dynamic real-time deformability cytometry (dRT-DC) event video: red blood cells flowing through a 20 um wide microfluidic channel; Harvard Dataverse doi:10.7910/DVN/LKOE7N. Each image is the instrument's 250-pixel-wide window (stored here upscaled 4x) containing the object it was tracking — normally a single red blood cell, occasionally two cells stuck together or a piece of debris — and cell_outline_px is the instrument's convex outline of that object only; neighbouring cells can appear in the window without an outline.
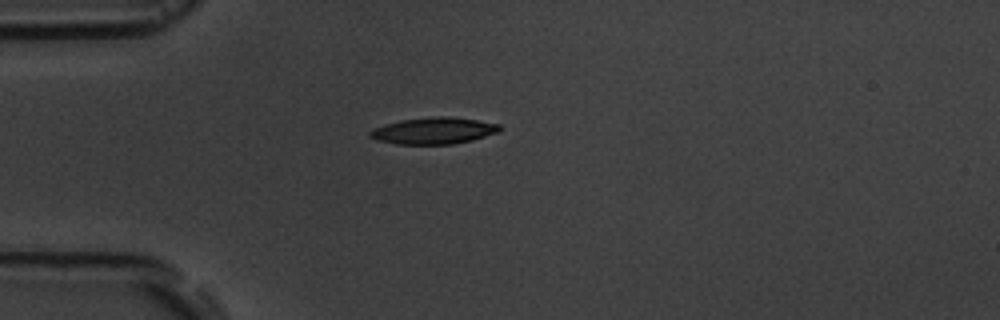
{"species": "common noctule bat (a hibernating species)", "species_latin": "Nyctalus noctula", "temperature_condition": "room temperature", "stored_images_in_passage": 7, "camera_frame_rate_fps": 3000, "um_per_image_px": 0.085, "animal": {"sex": "male", "body_mass_g": 19.5, "forearm_length_mm": 54.6}, "frame": {"image": 1, "passage_image": 4, "time_ms": 3.667, "image_size_px": [1000, 320], "cell_outline_px": [[500, 132], [472, 140], [452, 144], [396, 144], [376, 140], [368, 136], [368, 132], [384, 124], [400, 120], [432, 116], [448, 116], [476, 120], [500, 124]], "centroid_in_image_um": [36.85, 11.11], "position_along_channel_um": 48.1, "area_um2": 20.17}}
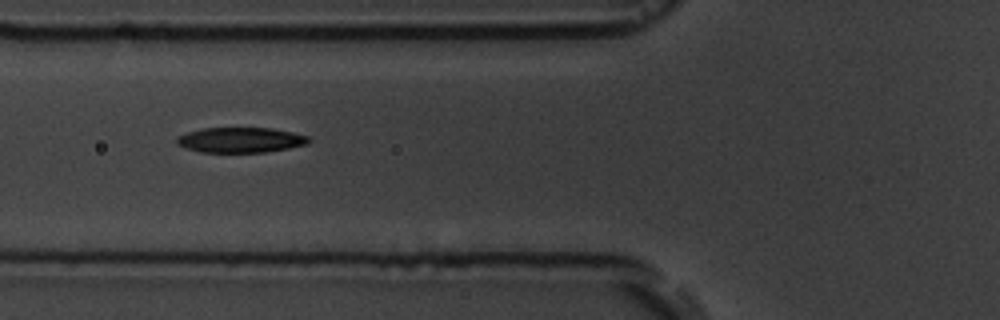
{"frame": {"image": 2, "passage_image": 6, "time_ms": 5.667, "image_size_px": [1000, 320], "cell_outline_px": [[312, 140], [308, 144], [288, 148], [264, 152], [200, 152], [184, 148], [176, 144], [176, 136], [200, 128], [272, 128], [292, 132], [308, 136]], "centroid_in_image_um": [20.42, 11.89], "position_along_channel_um": 105.4, "area_um2": 19.54}}
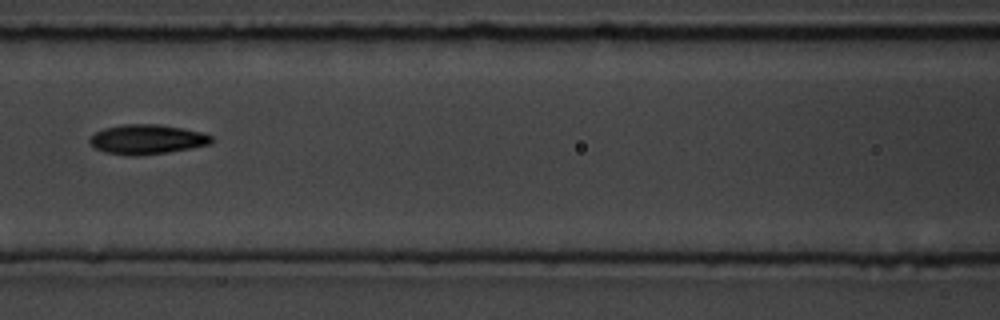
{"frame": {"image": 3, "passage_image": 7, "time_ms": 7.0, "image_size_px": [1000, 320], "cell_outline_px": [[212, 140], [208, 144], [192, 148], [168, 152], [136, 156], [128, 156], [104, 152], [96, 148], [88, 140], [96, 132], [104, 128], [124, 124], [160, 124], [200, 132], [212, 136]], "centroid_in_image_um": [12.47, 11.85], "position_along_channel_um": 154.1, "area_um2": 20.87}}